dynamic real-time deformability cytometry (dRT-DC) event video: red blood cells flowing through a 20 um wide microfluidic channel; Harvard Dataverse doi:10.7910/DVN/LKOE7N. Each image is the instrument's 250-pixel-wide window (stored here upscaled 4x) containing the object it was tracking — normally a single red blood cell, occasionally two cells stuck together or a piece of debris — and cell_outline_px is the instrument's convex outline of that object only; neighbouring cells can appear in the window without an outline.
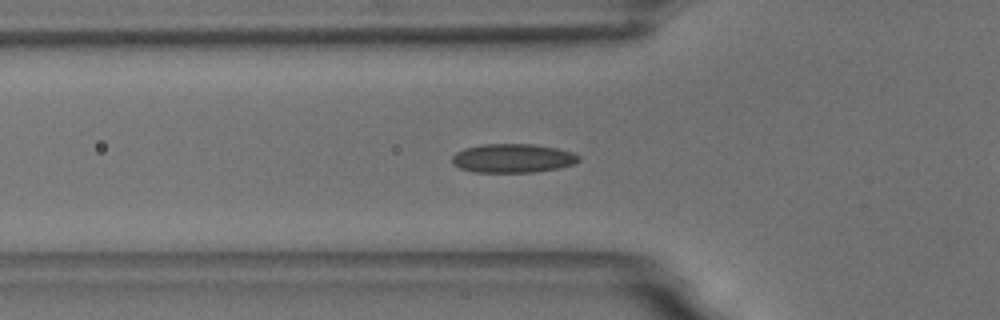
{"species": "common noctule bat (a hibernating species)", "species_latin": "Nyctalus noctula", "temperature_condition": "room temperature", "stored_images_in_passage": 49, "camera_frame_rate_fps": 3000, "um_per_image_px": 0.085, "animal": {"sex": "male", "body_mass_g": 18.8}, "frame": {"image": 1, "passage_image": 19, "time_ms": 6.0, "image_size_px": [1000, 320], "cell_outline_px": [[580, 160], [576, 164], [560, 168], [536, 172], [472, 172], [460, 168], [452, 164], [452, 156], [456, 152], [464, 148], [480, 144], [532, 144], [556, 148], [572, 152], [580, 156]], "centroid_in_image_um": [43.59, 13.45], "position_along_channel_um": 82.2, "area_um2": 21.56}}
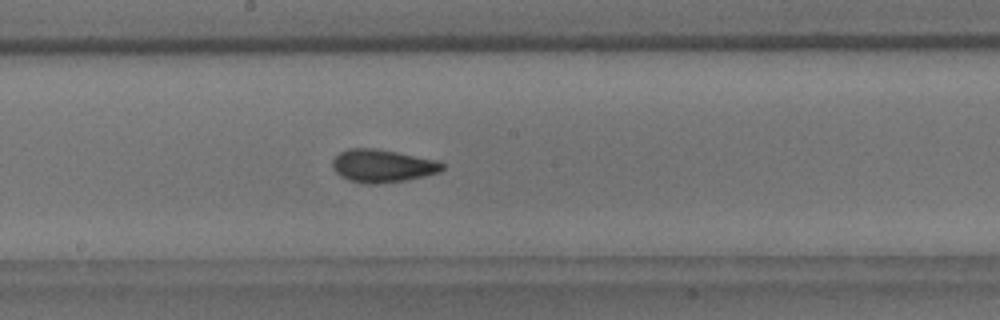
{"frame": {"image": 2, "passage_image": 30, "time_ms": 9.667, "image_size_px": [1000, 320], "cell_outline_px": [[444, 168], [440, 172], [424, 176], [404, 180], [372, 184], [364, 184], [348, 180], [340, 176], [332, 168], [332, 160], [340, 152], [348, 148], [376, 148], [436, 160], [444, 164]], "centroid_in_image_um": [32.47, 14.1], "position_along_channel_um": 215.7, "area_um2": 20.98}}
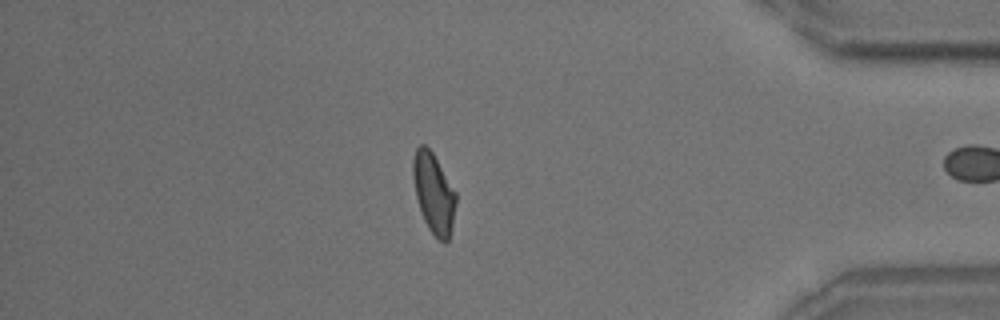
{"frame": {"image": 3, "passage_image": 48, "time_ms": 15.667, "image_size_px": [1000, 320], "cell_outline_px": [[456, 204], [452, 224], [448, 240], [444, 244], [428, 228], [424, 220], [416, 196], [412, 176], [412, 160], [416, 148], [420, 144], [424, 144], [432, 152], [456, 192]], "centroid_in_image_um": [36.85, 16.4], "position_along_channel_um": 398.4, "area_um2": 19.83}}